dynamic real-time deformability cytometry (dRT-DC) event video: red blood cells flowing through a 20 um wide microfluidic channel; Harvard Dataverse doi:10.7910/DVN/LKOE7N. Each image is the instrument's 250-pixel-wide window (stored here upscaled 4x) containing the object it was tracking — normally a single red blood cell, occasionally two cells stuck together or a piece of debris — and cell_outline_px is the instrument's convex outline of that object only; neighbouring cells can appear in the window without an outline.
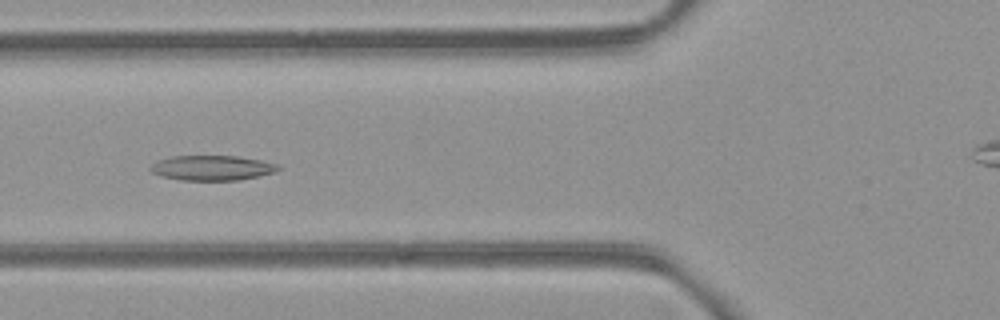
{"species": "common noctule bat (a hibernating species)", "species_latin": "Nyctalus noctula", "temperature_condition": "room temperature", "stored_images_in_passage": 8, "camera_frame_rate_fps": 3000, "um_per_image_px": 0.085, "animal": {"sex": "female", "body_mass_g": 21.9}, "frame": {"image": 1, "passage_image": 4, "time_ms": 3.333, "image_size_px": [1000, 320], "cell_outline_px": [[280, 168], [276, 172], [240, 180], [180, 180], [160, 176], [152, 172], [148, 168], [156, 160], [172, 156], [236, 156], [260, 160], [280, 164]], "centroid_in_image_um": [18.01, 14.27], "position_along_channel_um": 107.8, "area_um2": 18.73}}
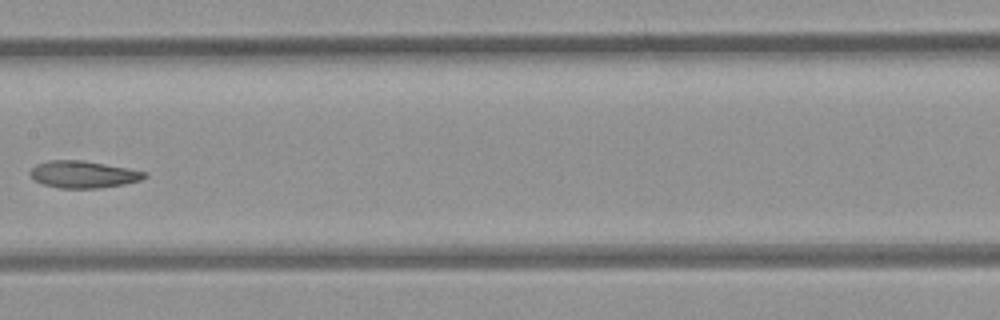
{"frame": {"image": 2, "passage_image": 6, "time_ms": 5.667, "image_size_px": [1000, 320], "cell_outline_px": [[148, 176], [140, 180], [124, 184], [100, 188], [60, 188], [44, 184], [36, 180], [28, 172], [36, 164], [48, 160], [84, 160], [128, 168], [148, 172]], "centroid_in_image_um": [7.11, 14.81], "position_along_channel_um": 200.3, "area_um2": 18.03}}
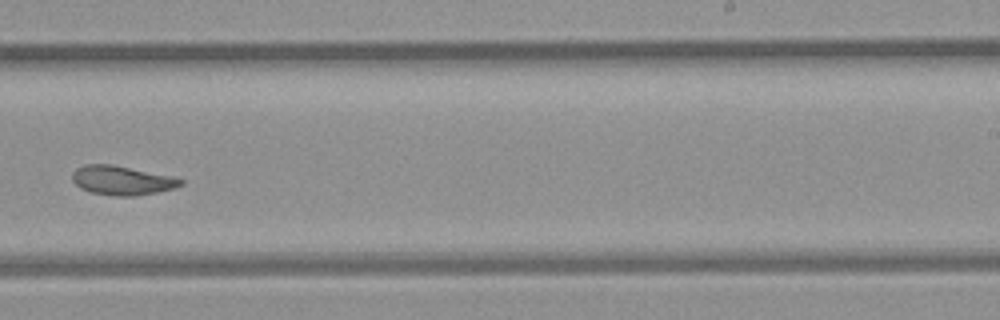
{"frame": {"image": 3, "passage_image": 8, "time_ms": 7.667, "image_size_px": [1000, 320], "cell_outline_px": [[184, 184], [172, 188], [156, 192], [136, 196], [116, 196], [92, 192], [80, 188], [72, 180], [72, 172], [76, 168], [84, 164], [112, 164], [172, 176], [184, 180]], "centroid_in_image_um": [10.35, 15.32], "position_along_channel_um": 278.7, "area_um2": 18.38}}